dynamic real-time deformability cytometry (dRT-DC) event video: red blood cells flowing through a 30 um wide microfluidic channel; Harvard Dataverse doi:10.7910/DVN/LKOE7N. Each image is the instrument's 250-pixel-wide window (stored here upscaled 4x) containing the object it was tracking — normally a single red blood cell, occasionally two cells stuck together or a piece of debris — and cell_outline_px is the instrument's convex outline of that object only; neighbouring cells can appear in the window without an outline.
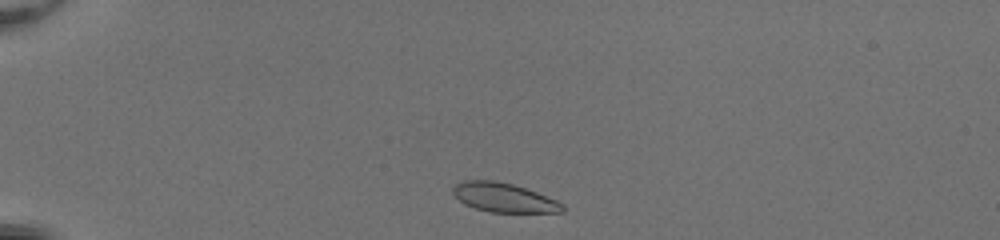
{"species": "common noctule bat (a hibernating species)", "species_latin": "Nyctalus noctula", "temperature_condition": "room temperature", "stored_images_in_passage": 40, "camera_frame_rate_fps": 3000, "um_per_image_px": 0.085, "animal": {"sex": "female", "body_mass_g": 20.0, "forearm_length_mm": 54.0}, "frame": {"image": 1, "passage_image": 2, "time_ms": 0.333, "image_size_px": [1000, 240], "cell_outline_px": [[564, 212], [488, 212], [464, 204], [452, 192], [452, 188], [456, 184], [464, 180], [496, 180], [512, 184], [536, 192], [556, 200], [564, 204]], "centroid_in_image_um": [42.82, 16.79], "position_along_channel_um": 42.2, "area_um2": 18.5}}
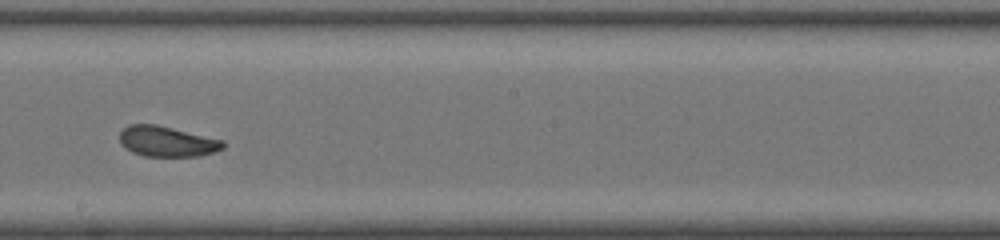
{"frame": {"image": 2, "passage_image": 20, "time_ms": 6.333, "image_size_px": [1000, 240], "cell_outline_px": [[224, 148], [216, 152], [200, 156], [144, 156], [132, 152], [124, 148], [120, 144], [120, 132], [128, 124], [156, 124], [224, 140]], "centroid_in_image_um": [14.19, 12.02], "position_along_channel_um": 234.0, "area_um2": 18.5}}
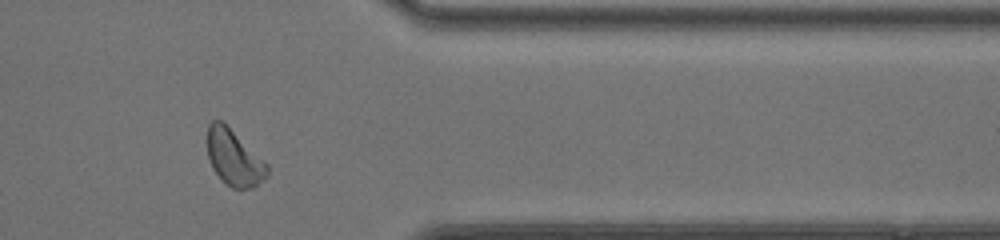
{"frame": {"image": 3, "passage_image": 32, "time_ms": 10.333, "image_size_px": [1000, 240], "cell_outline_px": [[268, 176], [252, 188], [232, 188], [212, 168], [208, 156], [208, 124], [212, 120], [220, 120], [264, 160], [268, 164]], "centroid_in_image_um": [19.91, 13.42], "position_along_channel_um": 391.5, "area_um2": 18.96}, "authors_computed_cell_mechanics": {"area_um2": 19.0162, "velocity_mm_per_s": 4.1457, "shape_relaxation_time_tau1_ms": 3.6104, "shape_relaxation_time_tau2_ms": null, "deformation_change_tau1": 0.1101, "deformation_change_tau2": null}}